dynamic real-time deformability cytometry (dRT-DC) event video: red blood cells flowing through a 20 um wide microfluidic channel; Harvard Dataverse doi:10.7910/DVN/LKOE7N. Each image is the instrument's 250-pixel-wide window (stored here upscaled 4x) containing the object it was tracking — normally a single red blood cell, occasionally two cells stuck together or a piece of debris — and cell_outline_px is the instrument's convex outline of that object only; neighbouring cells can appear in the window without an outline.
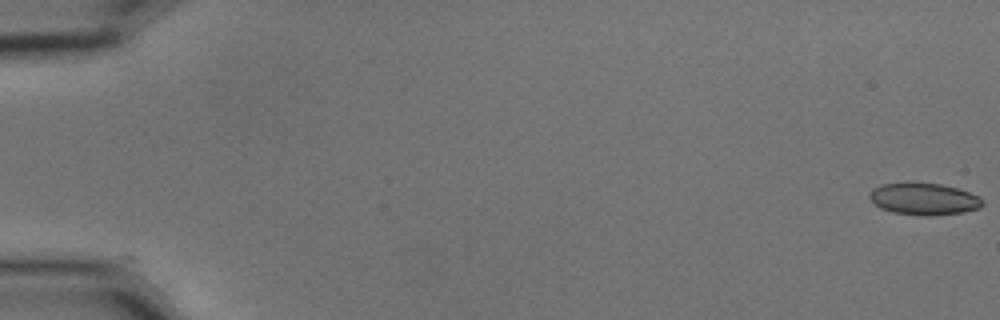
{"species": "common noctule bat (a hibernating species)", "species_latin": "Nyctalus noctula", "temperature_condition": "cold", "stored_images_in_passage": 5, "camera_frame_rate_fps": 3000, "um_per_image_px": 0.085, "animal": {"sex": "male", "body_mass_g": 15.6}, "frame": {"image": 1, "passage_image": 1, "time_ms": 0.0, "image_size_px": [1000, 320], "cell_outline_px": [[984, 204], [980, 208], [964, 212], [932, 216], [924, 216], [892, 212], [880, 208], [868, 196], [872, 188], [884, 184], [940, 184], [956, 188], [968, 192], [984, 200]], "centroid_in_image_um": [78.55, 16.94], "position_along_channel_um": 6.5, "area_um2": 20.63}}
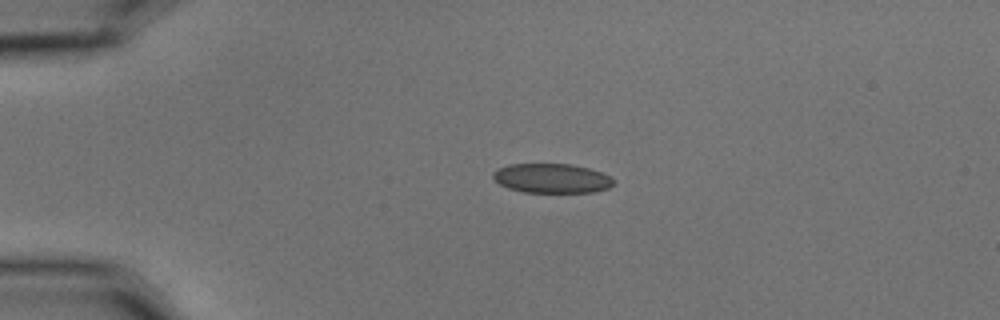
{"frame": {"image": 2, "passage_image": 4, "time_ms": 1.0, "image_size_px": [1000, 320], "cell_outline_px": [[616, 184], [608, 188], [592, 192], [524, 192], [508, 188], [500, 184], [492, 176], [492, 172], [496, 168], [508, 164], [572, 164], [588, 168], [600, 172], [616, 180]], "centroid_in_image_um": [46.89, 15.15], "position_along_channel_um": 38.1, "area_um2": 20.75}}